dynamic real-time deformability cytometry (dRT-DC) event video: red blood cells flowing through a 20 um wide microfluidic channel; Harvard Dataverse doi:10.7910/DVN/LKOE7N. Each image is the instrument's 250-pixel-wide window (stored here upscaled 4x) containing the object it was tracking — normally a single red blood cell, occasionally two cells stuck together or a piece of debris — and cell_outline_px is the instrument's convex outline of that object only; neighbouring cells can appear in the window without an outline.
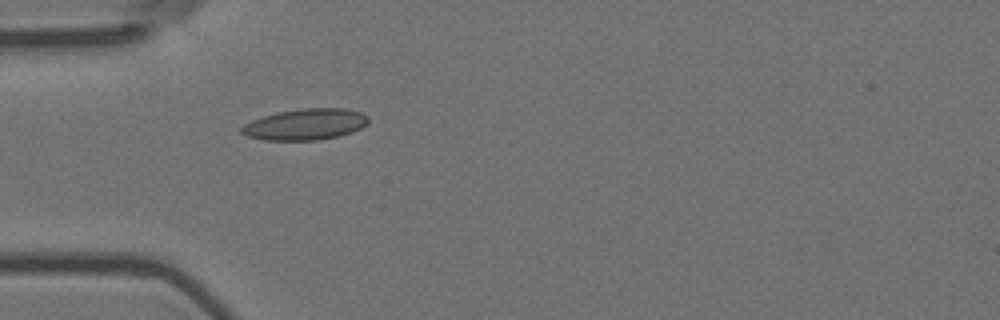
{"species": "Egyptian fruit bat (a non-hibernating species)", "species_latin": "Rousettus aegyptiacus", "temperature_condition": "room temperature", "stored_images_in_passage": 1, "camera_frame_rate_fps": 3000, "um_per_image_px": 0.085, "animal": {"sex": "female"}, "frame": {"image": 1, "passage_image": 1, "time_ms": 0.0, "image_size_px": [1000, 320], "cell_outline_px": [[368, 124], [352, 132], [340, 136], [316, 140], [264, 140], [248, 136], [240, 132], [240, 128], [244, 124], [252, 120], [276, 112], [304, 108], [344, 108], [360, 112], [368, 116]], "centroid_in_image_um": [25.96, 10.57], "position_along_channel_um": 59.0, "area_um2": 23.06}}